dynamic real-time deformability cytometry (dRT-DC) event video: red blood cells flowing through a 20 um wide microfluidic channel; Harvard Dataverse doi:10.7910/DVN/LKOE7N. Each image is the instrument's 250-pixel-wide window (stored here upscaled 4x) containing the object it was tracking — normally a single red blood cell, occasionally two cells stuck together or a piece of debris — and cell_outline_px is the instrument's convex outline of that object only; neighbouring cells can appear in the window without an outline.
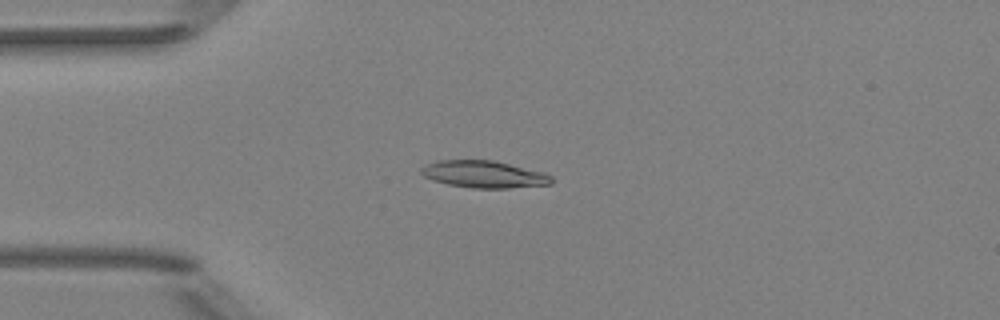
{"species": "Egyptian fruit bat (a non-hibernating species)", "species_latin": "Rousettus aegyptiacus", "temperature_condition": "room temperature", "stored_images_in_passage": 5, "camera_frame_rate_fps": 3000, "um_per_image_px": 0.085, "animal": {"sex": "female"}, "frame": {"image": 1, "passage_image": 4, "time_ms": 3.333, "image_size_px": [1000, 320], "cell_outline_px": [[552, 184], [508, 188], [472, 188], [448, 184], [432, 180], [424, 176], [420, 172], [420, 168], [436, 160], [492, 160], [544, 172], [552, 176]], "centroid_in_image_um": [41.13, 14.81], "position_along_channel_um": 43.9, "area_um2": 20.52}}